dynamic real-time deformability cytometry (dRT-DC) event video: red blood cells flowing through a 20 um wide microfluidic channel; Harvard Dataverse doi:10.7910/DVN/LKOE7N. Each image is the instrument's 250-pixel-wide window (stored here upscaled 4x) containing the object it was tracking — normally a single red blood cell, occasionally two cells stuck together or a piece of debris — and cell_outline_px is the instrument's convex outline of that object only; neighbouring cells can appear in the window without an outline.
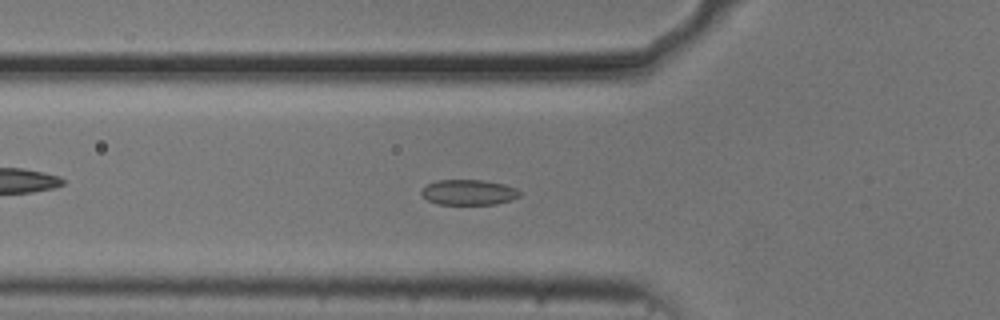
{"species": "common noctule bat (a hibernating species)", "species_latin": "Nyctalus noctula", "temperature_condition": "cold", "stored_images_in_passage": 44, "camera_frame_rate_fps": 3000, "um_per_image_px": 0.085, "animal": {"sex": "male", "body_mass_g": 20.5, "forearm_length_mm": 52.5}, "frame": {"image": 1, "passage_image": 7, "time_ms": 2.0, "image_size_px": [1000, 320], "cell_outline_px": [[520, 196], [512, 200], [496, 204], [436, 204], [428, 200], [420, 192], [420, 188], [436, 180], [484, 180], [504, 184], [516, 188], [520, 192]], "centroid_in_image_um": [39.83, 16.34], "position_along_channel_um": 86.0, "area_um2": 14.62}}
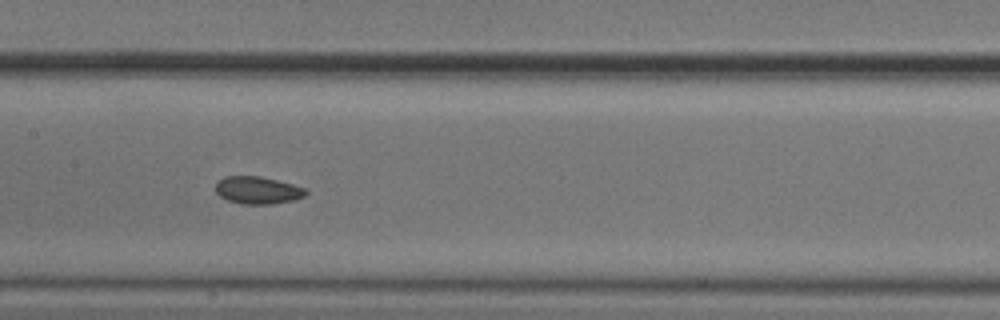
{"frame": {"image": 2, "passage_image": 15, "time_ms": 4.667, "image_size_px": [1000, 320], "cell_outline_px": [[308, 192], [304, 196], [296, 200], [272, 204], [240, 204], [228, 200], [220, 196], [216, 192], [216, 180], [224, 176], [260, 176], [308, 188]], "centroid_in_image_um": [21.91, 16.17], "position_along_channel_um": 185.5, "area_um2": 14.62}}
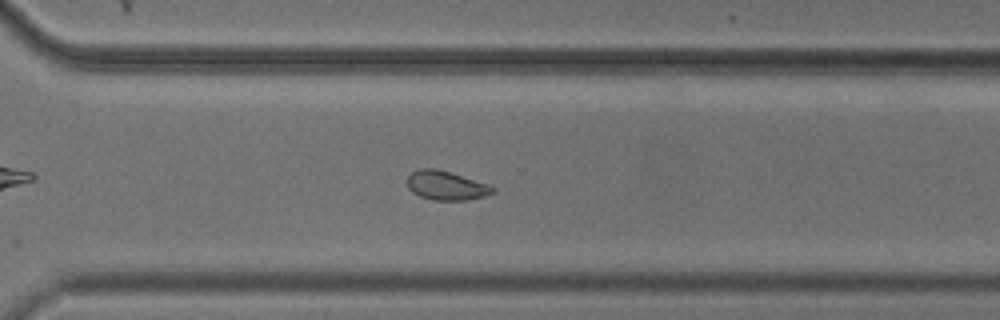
{"frame": {"image": 3, "passage_image": 27, "time_ms": 8.667, "image_size_px": [1000, 320], "cell_outline_px": [[496, 192], [484, 196], [464, 200], [436, 200], [420, 196], [412, 192], [408, 188], [408, 176], [412, 172], [420, 168], [436, 168], [488, 184], [496, 188]], "centroid_in_image_um": [37.93, 15.77], "position_along_channel_um": 332.7, "area_um2": 14.33}, "authors_computed_cell_mechanics": {"area_um2": 14.7968, "velocity_mm_per_s": 3.6934, "shape_relaxation_time_tau1_ms": 9.8096, "shape_relaxation_time_tau2_ms": 2.2382, "deformation_change_tau1": 0.1241, "deformation_change_tau2": 0.0565}}